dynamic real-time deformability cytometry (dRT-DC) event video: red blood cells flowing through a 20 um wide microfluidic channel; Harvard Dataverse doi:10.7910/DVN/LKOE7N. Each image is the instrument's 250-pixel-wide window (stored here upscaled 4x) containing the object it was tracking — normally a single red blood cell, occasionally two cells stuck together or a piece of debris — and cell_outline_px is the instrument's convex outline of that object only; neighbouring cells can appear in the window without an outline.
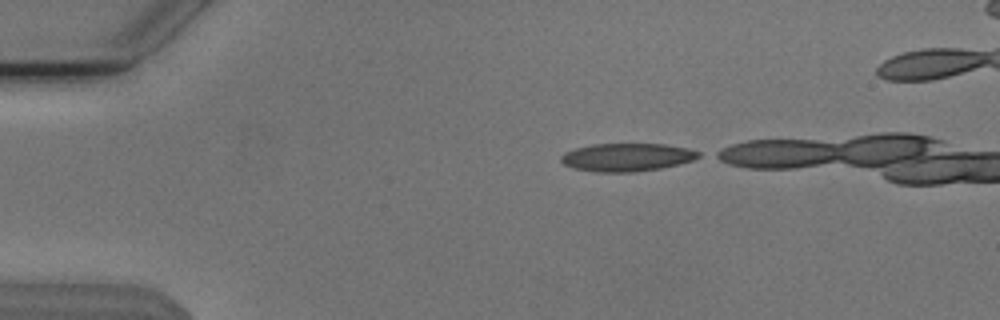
{"species": "Egyptian fruit bat (a non-hibernating species)", "species_latin": "Rousettus aegyptiacus", "temperature_condition": "cold", "stored_images_in_passage": 18, "camera_frame_rate_fps": 3000, "um_per_image_px": 0.085, "animal": {"sex": "male"}, "frame": {"image": 1, "passage_image": 1, "time_ms": 0.0, "image_size_px": [1000, 320], "cell_outline_px": [[700, 156], [692, 160], [680, 164], [660, 168], [636, 172], [596, 172], [572, 168], [564, 164], [560, 160], [560, 156], [564, 152], [576, 148], [592, 144], [664, 144], [688, 148], [700, 152]], "centroid_in_image_um": [53.27, 13.37], "position_along_channel_um": 31.7, "area_um2": 22.54}}
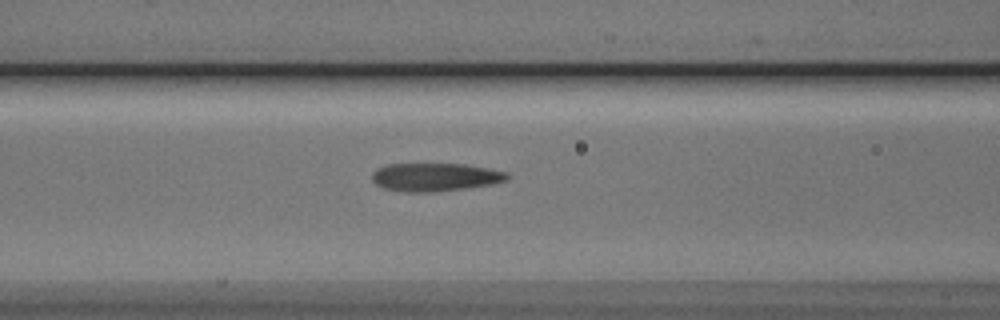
{"frame": {"image": 2, "passage_image": 13, "time_ms": 4.0, "image_size_px": [1000, 320], "cell_outline_px": [[508, 180], [492, 184], [468, 188], [432, 192], [404, 192], [384, 188], [376, 184], [372, 180], [372, 172], [376, 168], [388, 164], [464, 164], [488, 168], [508, 172]], "centroid_in_image_um": [36.98, 15.05], "position_along_channel_um": 129.6, "area_um2": 22.31}}
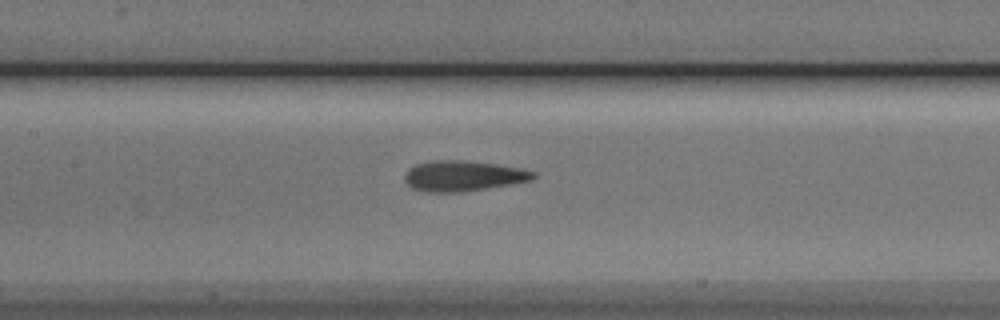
{"frame": {"image": 3, "passage_image": 16, "time_ms": 5.0, "image_size_px": [1000, 320], "cell_outline_px": [[536, 176], [532, 180], [460, 192], [428, 192], [412, 188], [404, 180], [404, 176], [408, 168], [416, 164], [432, 160], [464, 160], [496, 164], [520, 168], [536, 172]], "centroid_in_image_um": [39.33, 14.94], "position_along_channel_um": 168.1, "area_um2": 22.72}}